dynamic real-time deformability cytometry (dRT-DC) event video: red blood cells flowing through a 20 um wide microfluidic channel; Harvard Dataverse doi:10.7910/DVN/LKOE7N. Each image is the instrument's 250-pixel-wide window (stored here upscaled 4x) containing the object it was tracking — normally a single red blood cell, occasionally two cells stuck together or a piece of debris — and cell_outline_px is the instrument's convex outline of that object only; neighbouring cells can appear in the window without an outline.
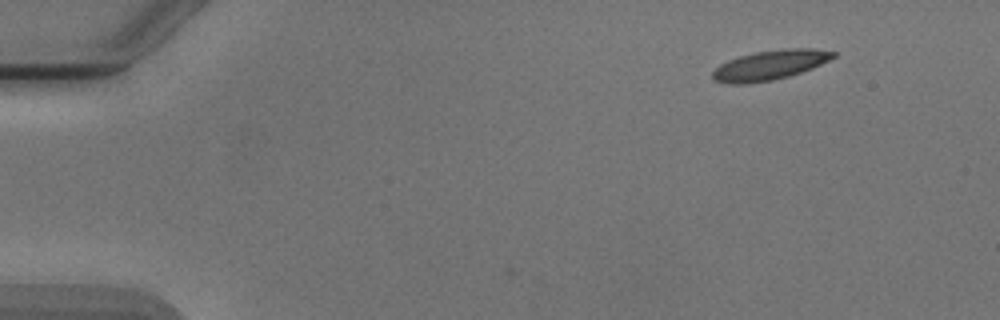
{"species": "Egyptian fruit bat (a non-hibernating species)", "species_latin": "Rousettus aegyptiacus", "temperature_condition": "cold", "stored_images_in_passage": 4, "camera_frame_rate_fps": 3000, "um_per_image_px": 0.085, "animal": {"sex": "male"}, "frame": {"image": 1, "passage_image": 1, "time_ms": 0.0, "image_size_px": [1000, 320], "cell_outline_px": [[836, 56], [812, 68], [788, 76], [772, 80], [744, 84], [728, 84], [716, 80], [712, 76], [712, 72], [720, 64], [728, 60], [740, 56], [756, 52], [784, 48], [812, 48], [836, 52]], "centroid_in_image_um": [65.44, 5.52], "position_along_channel_um": 19.6, "area_um2": 20.63}}
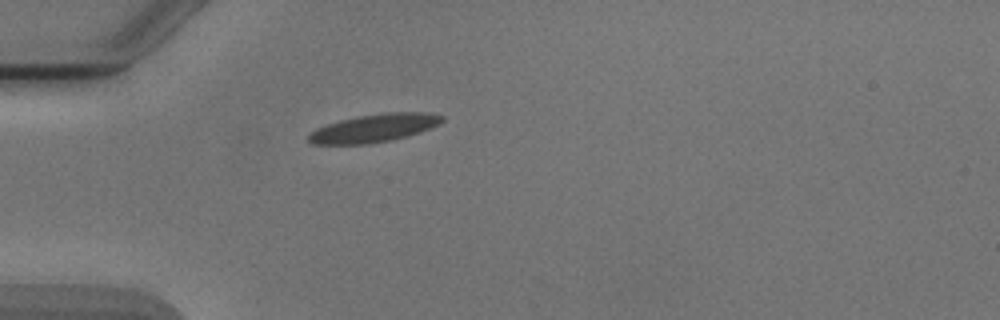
{"frame": {"image": 2, "passage_image": 4, "time_ms": 3.333, "image_size_px": [1000, 320], "cell_outline_px": [[444, 120], [440, 124], [420, 132], [408, 136], [392, 140], [368, 144], [312, 144], [308, 140], [308, 136], [316, 128], [340, 120], [356, 116], [384, 112], [424, 112], [444, 116]], "centroid_in_image_um": [31.83, 10.88], "position_along_channel_um": 53.2, "area_um2": 21.91}}